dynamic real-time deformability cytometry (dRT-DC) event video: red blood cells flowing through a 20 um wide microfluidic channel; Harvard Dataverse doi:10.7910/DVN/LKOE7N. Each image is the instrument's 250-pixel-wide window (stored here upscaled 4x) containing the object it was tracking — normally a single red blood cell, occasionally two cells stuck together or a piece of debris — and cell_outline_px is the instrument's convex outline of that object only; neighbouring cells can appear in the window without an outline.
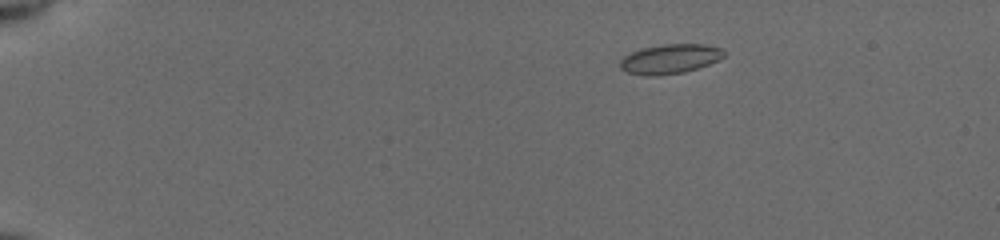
{"species": "common noctule bat (a hibernating species)", "species_latin": "Nyctalus noctula", "temperature_condition": "cold", "stored_images_in_passage": 45, "camera_frame_rate_fps": 3000, "um_per_image_px": 0.085, "animal": {"sex": "female", "body_mass_g": 19.5, "forearm_length_mm": 54.1}, "frame": {"image": 1, "passage_image": 1, "time_ms": 0.0, "image_size_px": [1000, 240], "cell_outline_px": [[724, 56], [708, 64], [684, 72], [656, 76], [644, 76], [628, 72], [620, 68], [620, 60], [624, 56], [640, 48], [660, 44], [704, 44], [724, 48]], "centroid_in_image_um": [56.92, 5.0], "position_along_channel_um": 28.1, "area_um2": 17.92}}
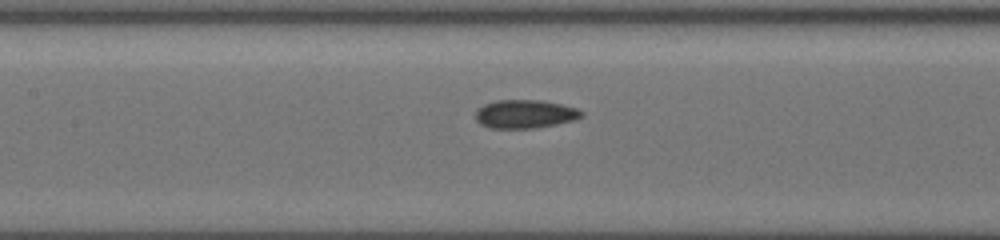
{"frame": {"image": 2, "passage_image": 19, "time_ms": 6.0, "image_size_px": [1000, 240], "cell_outline_px": [[584, 116], [572, 120], [556, 124], [536, 128], [488, 128], [480, 124], [476, 120], [476, 108], [484, 104], [496, 100], [544, 100], [576, 108], [584, 112]], "centroid_in_image_um": [44.6, 9.69], "position_along_channel_um": 162.8, "area_um2": 17.69}}
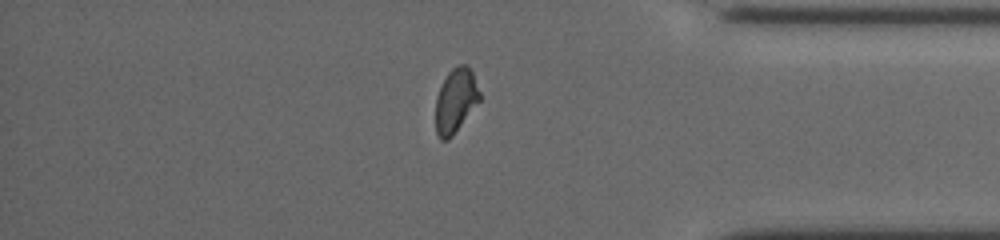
{"frame": {"image": 3, "passage_image": 38, "time_ms": 12.333, "image_size_px": [1000, 240], "cell_outline_px": [[480, 100], [452, 136], [448, 140], [440, 140], [436, 132], [436, 96], [448, 72], [452, 68], [460, 64], [468, 64], [472, 72], [480, 92]], "centroid_in_image_um": [38.73, 8.54], "position_along_channel_um": 396.5, "area_um2": 16.36}, "authors_computed_cell_mechanics": {"area_um2": 16.9354, "velocity_mm_per_s": 3.9334, "shape_relaxation_time_tau1_ms": null, "shape_relaxation_time_tau2_ms": 1.8178, "deformation_change_tau1": null, "deformation_change_tau2": 0.0714}}